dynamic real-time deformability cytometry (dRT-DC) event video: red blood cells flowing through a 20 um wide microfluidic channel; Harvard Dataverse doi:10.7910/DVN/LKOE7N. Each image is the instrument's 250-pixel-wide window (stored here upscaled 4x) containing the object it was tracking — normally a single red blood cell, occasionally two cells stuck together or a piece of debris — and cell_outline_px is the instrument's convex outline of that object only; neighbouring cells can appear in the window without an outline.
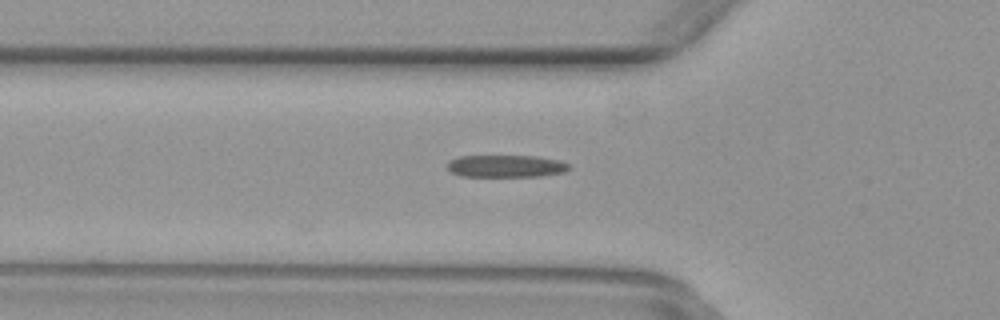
{"species": "common noctule bat (a hibernating species)", "species_latin": "Nyctalus noctula", "temperature_condition": "warm", "stored_images_in_passage": 18, "camera_frame_rate_fps": 3000, "um_per_image_px": 0.085, "animal": {"sex": "female", "body_mass_g": 29.2, "forearm_length_mm": 56.3}, "frame": {"image": 1, "passage_image": 18, "time_ms": 5.667, "image_size_px": [1000, 320], "cell_outline_px": [[568, 168], [564, 172], [540, 176], [460, 176], [452, 172], [448, 168], [448, 160], [460, 156], [536, 156], [560, 160], [568, 164]], "centroid_in_image_um": [42.99, 14.11], "position_along_channel_um": 82.8, "area_um2": 15.66}}